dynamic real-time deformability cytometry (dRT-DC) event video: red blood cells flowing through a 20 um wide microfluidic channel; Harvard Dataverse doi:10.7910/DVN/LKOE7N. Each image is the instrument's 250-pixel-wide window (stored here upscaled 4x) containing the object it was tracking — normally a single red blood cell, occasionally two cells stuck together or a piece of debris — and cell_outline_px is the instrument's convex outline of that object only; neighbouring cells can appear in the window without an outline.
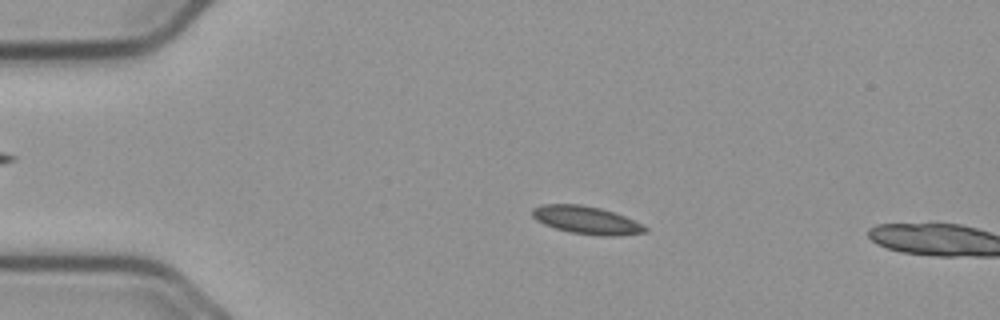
{"species": "common noctule bat (a hibernating species)", "species_latin": "Nyctalus noctula", "temperature_condition": "cold", "stored_images_in_passage": 12, "camera_frame_rate_fps": 3000, "um_per_image_px": 0.085, "animal": {"sex": "male", "body_mass_g": 23.1, "forearm_length_mm": 52.7}, "frame": {"image": 1, "passage_image": 10, "time_ms": 3.0, "image_size_px": [1000, 320], "cell_outline_px": [[648, 232], [620, 236], [600, 236], [568, 232], [544, 224], [536, 220], [532, 216], [532, 208], [540, 204], [580, 204], [600, 208], [624, 216], [648, 228]], "centroid_in_image_um": [49.82, 18.71], "position_along_channel_um": 35.2, "area_um2": 18.32}}